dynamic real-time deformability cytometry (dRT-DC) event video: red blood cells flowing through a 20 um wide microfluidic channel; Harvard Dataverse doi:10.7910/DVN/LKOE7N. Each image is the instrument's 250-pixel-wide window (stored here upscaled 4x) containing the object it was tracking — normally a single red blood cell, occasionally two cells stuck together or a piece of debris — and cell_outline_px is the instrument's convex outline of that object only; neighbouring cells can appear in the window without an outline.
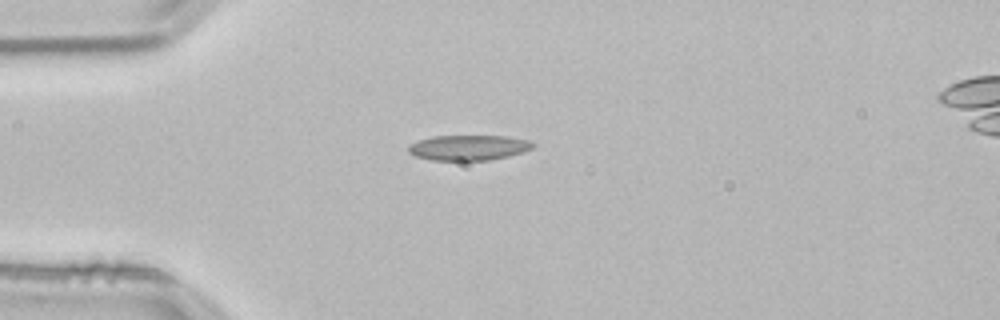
{"species": "common noctule bat (a hibernating species)", "species_latin": "Nyctalus noctula", "temperature_condition": "room temperature", "stored_images_in_passage": 40, "camera_frame_rate_fps": 3000, "um_per_image_px": 0.085, "animal": {"sex": "male", "body_mass_g": 21.5, "forearm_length_mm": 52.0}, "frame": {"image": 1, "passage_image": 1, "time_ms": 0.0, "image_size_px": [1000, 320], "cell_outline_px": [[536, 144], [532, 148], [524, 152], [508, 156], [488, 160], [432, 160], [416, 156], [408, 152], [408, 144], [432, 136], [508, 136], [528, 140]], "centroid_in_image_um": [39.84, 12.54], "position_along_channel_um": 45.2, "area_um2": 18.32}}
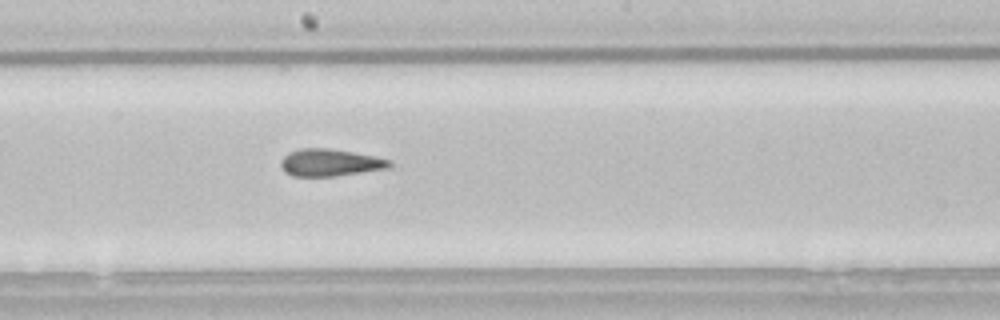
{"frame": {"image": 2, "passage_image": 16, "time_ms": 5.0, "image_size_px": [1000, 320], "cell_outline_px": [[392, 164], [388, 168], [336, 176], [292, 176], [284, 172], [280, 164], [280, 160], [288, 152], [300, 148], [328, 148], [352, 152], [392, 160]], "centroid_in_image_um": [28.01, 13.82], "position_along_channel_um": 220.2, "area_um2": 17.22}}
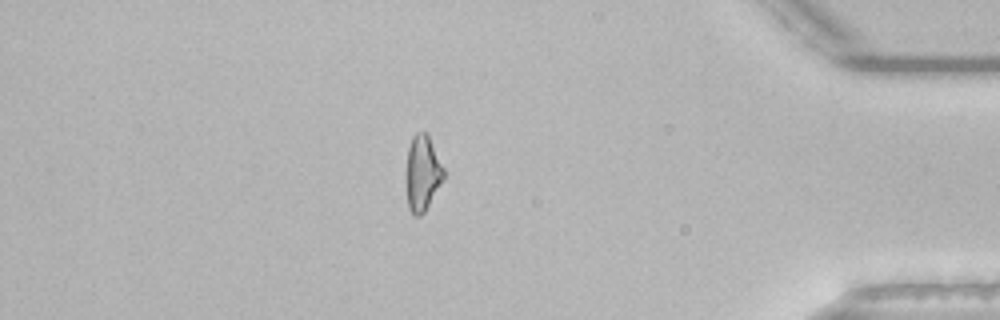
{"frame": {"image": 3, "passage_image": 33, "time_ms": 10.667, "image_size_px": [1000, 320], "cell_outline_px": [[444, 176], [424, 212], [420, 216], [412, 216], [408, 208], [404, 172], [408, 148], [412, 136], [416, 132], [428, 132], [444, 168]], "centroid_in_image_um": [35.86, 14.69], "position_along_channel_um": 399.3, "area_um2": 16.94}, "authors_computed_cell_mechanics": {"area_um2": 17.1955, "velocity_mm_per_s": 3.8488, "shape_relaxation_time_tau1_ms": null, "shape_relaxation_time_tau2_ms": 3.0985, "deformation_change_tau1": null, "deformation_change_tau2": 0.1133}}